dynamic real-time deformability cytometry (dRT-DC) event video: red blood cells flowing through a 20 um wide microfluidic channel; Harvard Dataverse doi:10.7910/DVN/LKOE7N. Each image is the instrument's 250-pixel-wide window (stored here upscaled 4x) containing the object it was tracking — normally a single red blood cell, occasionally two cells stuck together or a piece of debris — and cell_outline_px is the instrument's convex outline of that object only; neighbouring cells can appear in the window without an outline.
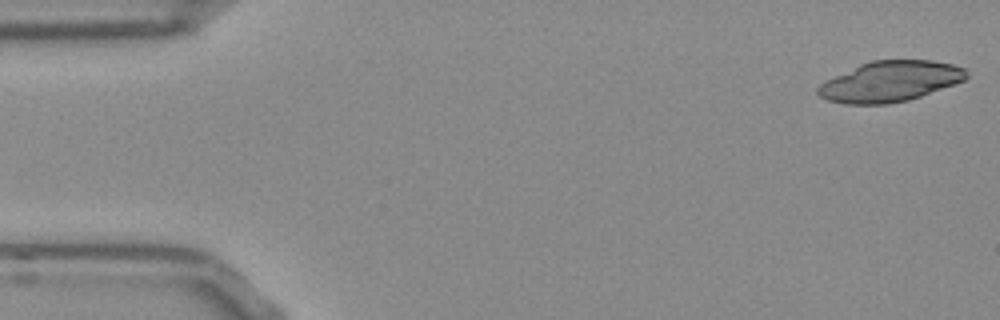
{"species": "Egyptian fruit bat (a non-hibernating species)", "species_latin": "Rousettus aegyptiacus", "temperature_condition": "room temperature", "stored_images_in_passage": 13, "camera_frame_rate_fps": 3000, "um_per_image_px": 0.085, "frame": {"image": 1, "passage_image": 1, "time_ms": 0.0, "image_size_px": [1000, 320], "cell_outline_px": [[968, 76], [964, 80], [920, 96], [908, 100], [884, 104], [844, 104], [828, 100], [820, 96], [816, 92], [816, 88], [820, 84], [860, 64], [872, 60], [932, 60], [952, 64], [964, 68], [968, 72]], "centroid_in_image_um": [75.66, 6.92], "position_along_channel_um": 9.3, "area_um2": 34.68}}